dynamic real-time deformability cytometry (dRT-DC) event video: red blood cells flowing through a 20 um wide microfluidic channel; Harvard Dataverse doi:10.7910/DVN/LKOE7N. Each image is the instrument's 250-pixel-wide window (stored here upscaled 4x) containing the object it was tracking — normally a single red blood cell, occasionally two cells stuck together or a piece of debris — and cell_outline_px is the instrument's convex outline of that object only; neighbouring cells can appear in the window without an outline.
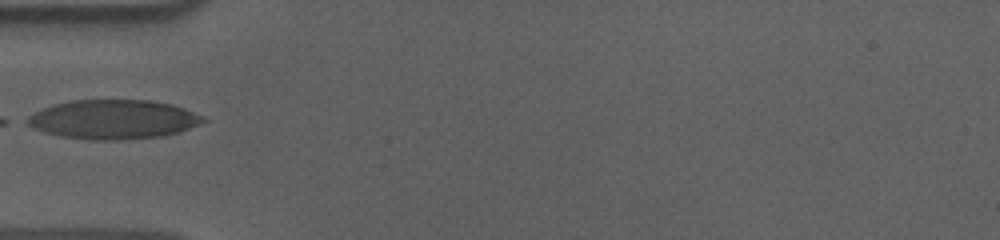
{"species": "human", "species_latin": "Homo sapiens", "temperature_condition": "cold", "stored_images_in_passage": 24, "camera_frame_rate_fps": 3000, "um_per_image_px": 0.085, "donor": {"sex": "male"}, "frame": {"image": 1, "passage_image": 1, "time_ms": 0.0, "image_size_px": [1000, 240], "cell_outline_px": [[208, 120], [200, 124], [180, 132], [164, 136], [120, 140], [88, 140], [60, 136], [44, 132], [32, 128], [20, 120], [52, 104], [72, 100], [148, 100], [172, 104], [184, 108], [204, 116]], "centroid_in_image_um": [9.61, 10.16], "position_along_channel_um": 75.4, "area_um2": 40.69}}